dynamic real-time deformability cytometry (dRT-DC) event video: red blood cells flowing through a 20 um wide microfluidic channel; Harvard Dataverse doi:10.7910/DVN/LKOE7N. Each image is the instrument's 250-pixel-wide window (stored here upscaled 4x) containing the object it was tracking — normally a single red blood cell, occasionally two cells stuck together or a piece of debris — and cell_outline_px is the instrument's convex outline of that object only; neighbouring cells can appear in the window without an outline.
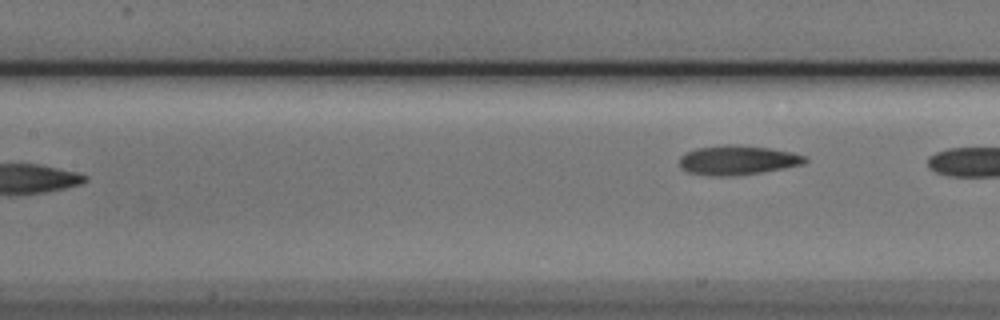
{"species": "Egyptian fruit bat (a non-hibernating species)", "species_latin": "Rousettus aegyptiacus", "temperature_condition": "cold", "stored_images_in_passage": 8, "camera_frame_rate_fps": 3000, "um_per_image_px": 0.085, "animal": {"sex": "male"}, "frame": {"image": 1, "passage_image": 8, "time_ms": 2.333, "image_size_px": [1000, 320], "cell_outline_px": [[808, 160], [804, 164], [784, 168], [760, 172], [732, 176], [712, 176], [688, 172], [680, 168], [680, 156], [696, 148], [724, 144], [736, 144], [768, 148], [792, 152], [804, 156]], "centroid_in_image_um": [62.68, 13.61], "position_along_channel_um": 144.7, "area_um2": 21.5}}